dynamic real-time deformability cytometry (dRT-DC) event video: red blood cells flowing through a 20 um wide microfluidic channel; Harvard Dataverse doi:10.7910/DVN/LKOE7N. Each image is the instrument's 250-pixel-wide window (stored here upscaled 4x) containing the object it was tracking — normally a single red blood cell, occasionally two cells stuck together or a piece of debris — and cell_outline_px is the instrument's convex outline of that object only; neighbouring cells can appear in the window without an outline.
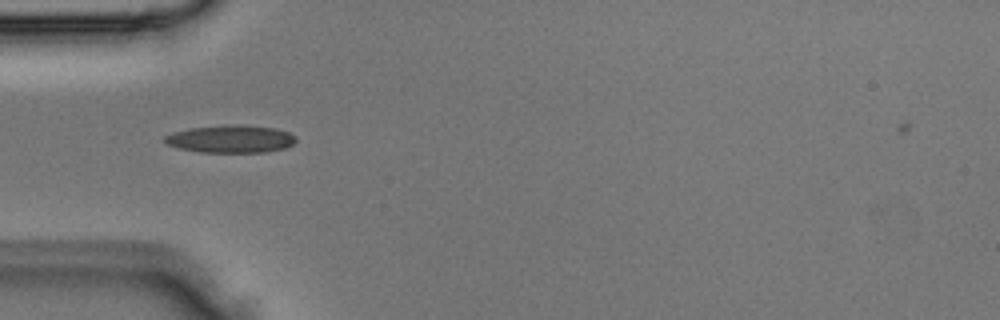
{"species": "Egyptian fruit bat (a non-hibernating species)", "species_latin": "Rousettus aegyptiacus", "temperature_condition": "room temperature", "stored_images_in_passage": 2, "camera_frame_rate_fps": 3000, "um_per_image_px": 0.085, "animal": {"sex": "male"}, "frame": {"image": 1, "passage_image": 2, "time_ms": 0.333, "image_size_px": [1000, 320], "cell_outline_px": [[296, 140], [292, 144], [284, 148], [264, 152], [200, 152], [180, 148], [168, 144], [164, 140], [164, 136], [172, 132], [192, 128], [224, 124], [276, 128], [288, 132], [296, 136]], "centroid_in_image_um": [19.61, 11.81], "position_along_channel_um": 65.4, "area_um2": 20.92}}